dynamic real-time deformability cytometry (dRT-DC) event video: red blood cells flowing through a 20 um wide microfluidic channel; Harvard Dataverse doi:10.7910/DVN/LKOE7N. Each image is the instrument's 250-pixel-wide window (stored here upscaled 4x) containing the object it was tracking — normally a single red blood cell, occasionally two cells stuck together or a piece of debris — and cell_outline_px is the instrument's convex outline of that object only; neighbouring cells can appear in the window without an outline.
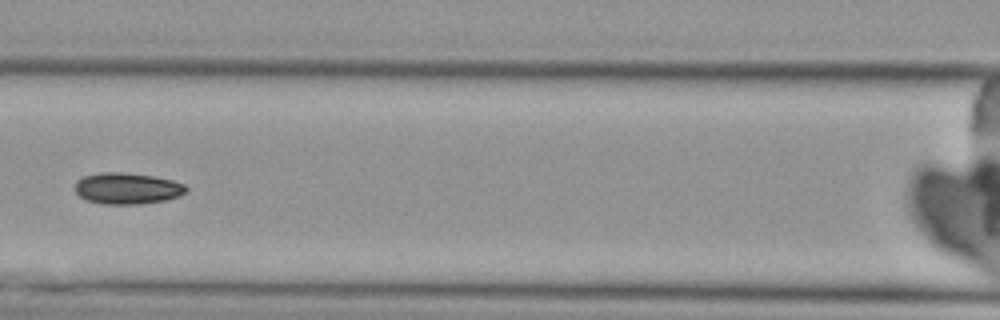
{"species": "Egyptian fruit bat (a non-hibernating species)", "species_latin": "Rousettus aegyptiacus", "temperature_condition": "cold", "stored_images_in_passage": 6, "camera_frame_rate_fps": 3000, "um_per_image_px": 0.085, "animal": {"sex": "female"}, "frame": {"image": 1, "passage_image": 6, "time_ms": 6.667, "image_size_px": [1000, 320], "cell_outline_px": [[188, 188], [180, 196], [164, 200], [136, 204], [100, 204], [88, 200], [80, 196], [76, 192], [76, 180], [84, 176], [100, 172], [120, 172], [152, 176], [172, 180], [184, 184]], "centroid_in_image_um": [10.8, 16.01], "position_along_channel_um": 155.8, "area_um2": 20.11}}